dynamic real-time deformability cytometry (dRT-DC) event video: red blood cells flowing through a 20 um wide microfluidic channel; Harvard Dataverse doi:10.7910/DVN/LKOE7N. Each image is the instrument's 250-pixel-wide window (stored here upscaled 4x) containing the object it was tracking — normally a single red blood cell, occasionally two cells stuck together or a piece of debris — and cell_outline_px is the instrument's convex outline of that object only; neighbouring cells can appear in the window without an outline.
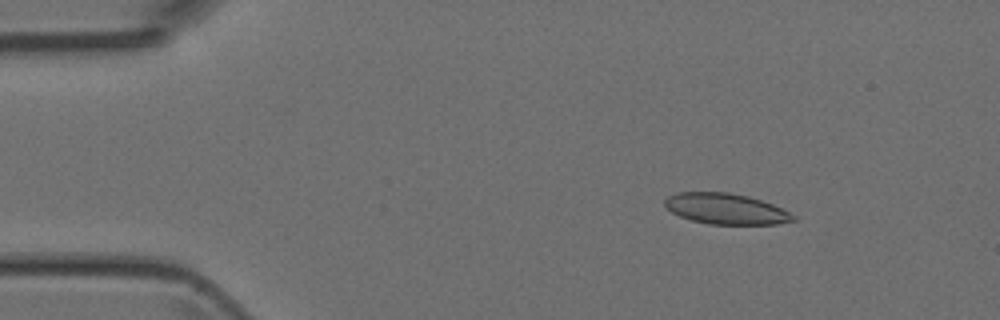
{"species": "Egyptian fruit bat (a non-hibernating species)", "species_latin": "Rousettus aegyptiacus", "temperature_condition": "room temperature", "stored_images_in_passage": 42, "camera_frame_rate_fps": 3000, "um_per_image_px": 0.085, "animal": {"sex": "female"}, "frame": {"image": 1, "passage_image": 1, "time_ms": 0.0, "image_size_px": [1000, 320], "cell_outline_px": [[796, 220], [776, 224], [708, 224], [692, 220], [680, 216], [672, 212], [664, 204], [664, 200], [668, 196], [676, 192], [728, 192], [748, 196], [772, 204], [796, 216]], "centroid_in_image_um": [61.68, 17.74], "position_along_channel_um": 23.3, "area_um2": 22.89}}
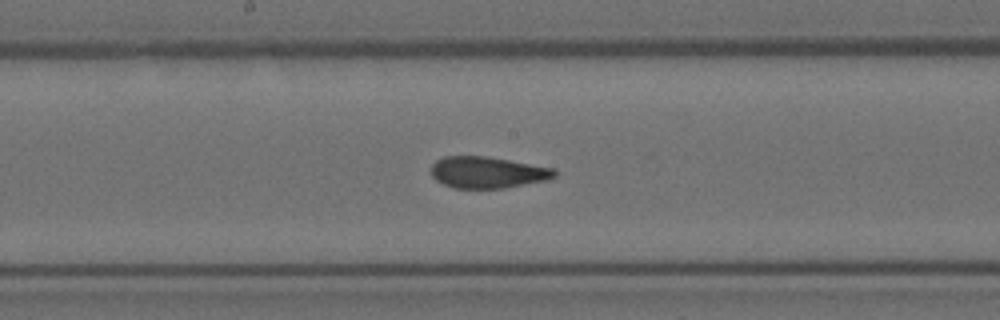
{"frame": {"image": 2, "passage_image": 19, "time_ms": 6.0, "image_size_px": [1000, 320], "cell_outline_px": [[556, 176], [548, 180], [504, 188], [456, 188], [444, 184], [436, 180], [432, 176], [432, 164], [436, 160], [444, 156], [484, 156], [556, 168]], "centroid_in_image_um": [41.46, 14.65], "position_along_channel_um": 206.7, "area_um2": 22.6}}
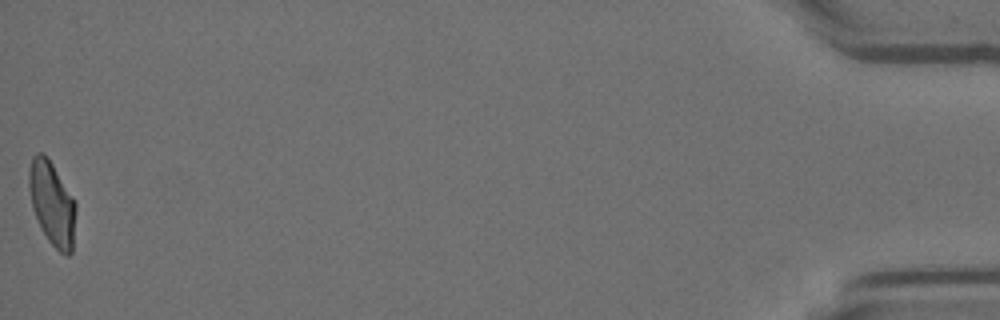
{"frame": {"image": 3, "passage_image": 42, "time_ms": 13.667, "image_size_px": [1000, 320], "cell_outline_px": [[76, 212], [72, 252], [68, 256], [60, 252], [48, 240], [32, 208], [28, 184], [28, 172], [32, 156], [36, 152], [44, 152], [48, 156], [72, 196], [76, 204]], "centroid_in_image_um": [4.42, 17.25], "position_along_channel_um": 430.8, "area_um2": 22.89}}